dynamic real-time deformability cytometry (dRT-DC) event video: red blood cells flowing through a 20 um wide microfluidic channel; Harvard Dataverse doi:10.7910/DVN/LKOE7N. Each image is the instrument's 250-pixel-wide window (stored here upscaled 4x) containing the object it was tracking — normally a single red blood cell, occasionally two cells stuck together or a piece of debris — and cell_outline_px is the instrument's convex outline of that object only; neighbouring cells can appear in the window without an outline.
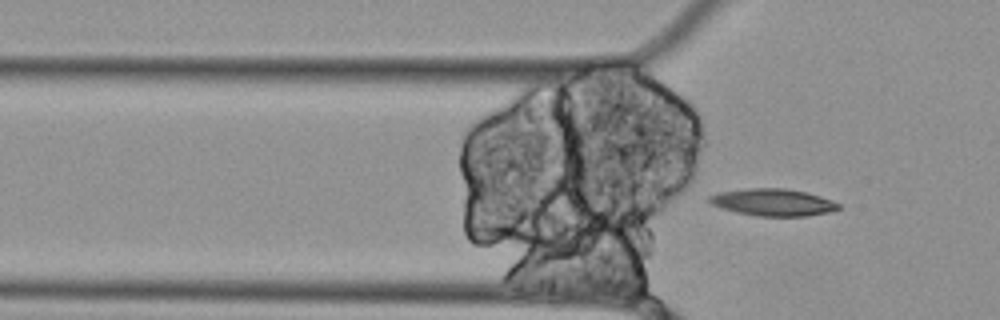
{"species": "Egyptian fruit bat (a non-hibernating species)", "species_latin": "Rousettus aegyptiacus", "temperature_condition": "cold", "stored_images_in_passage": 17, "camera_frame_rate_fps": 3000, "um_per_image_px": 0.085, "animal": {"sex": "female"}, "frame": {"image": 1, "passage_image": 17, "time_ms": 5.333, "image_size_px": [1000, 320], "cell_outline_px": [[840, 208], [828, 212], [808, 216], [756, 216], [736, 212], [720, 208], [712, 204], [708, 200], [708, 196], [720, 192], [748, 188], [784, 188], [804, 192], [820, 196], [832, 200], [840, 204]], "centroid_in_image_um": [65.69, 17.2], "position_along_channel_um": 60.1, "area_um2": 20.35}}